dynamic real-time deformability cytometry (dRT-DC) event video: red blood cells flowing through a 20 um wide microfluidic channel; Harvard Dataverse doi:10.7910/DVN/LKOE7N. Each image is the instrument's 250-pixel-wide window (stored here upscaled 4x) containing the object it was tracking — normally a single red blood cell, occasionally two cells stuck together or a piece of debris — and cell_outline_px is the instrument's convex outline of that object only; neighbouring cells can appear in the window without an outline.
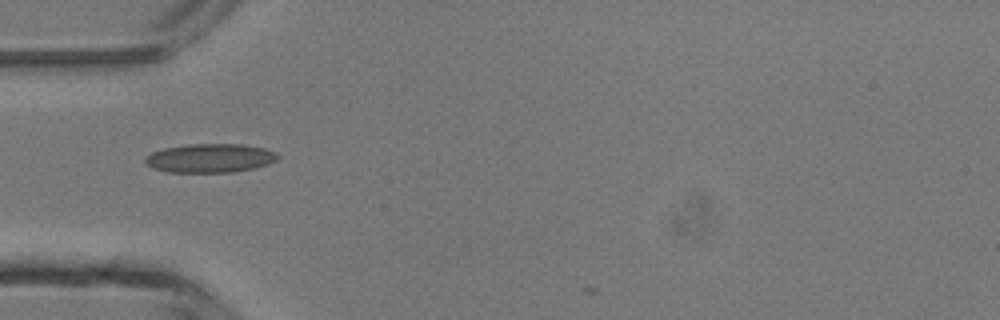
{"species": "common noctule bat (a hibernating species)", "species_latin": "Nyctalus noctula", "temperature_condition": "room temperature", "stored_images_in_passage": 3, "camera_frame_rate_fps": 3000, "um_per_image_px": 0.085, "animal": {"sex": "male", "body_mass_g": 13.3}, "frame": {"image": 1, "passage_image": 1, "time_ms": 0.0, "image_size_px": [1000, 320], "cell_outline_px": [[280, 156], [276, 160], [268, 164], [256, 168], [232, 172], [168, 172], [152, 168], [144, 164], [144, 156], [152, 152], [164, 148], [188, 144], [244, 144], [264, 148], [276, 152]], "centroid_in_image_um": [17.84, 13.44], "position_along_channel_um": 67.2, "area_um2": 22.54}}